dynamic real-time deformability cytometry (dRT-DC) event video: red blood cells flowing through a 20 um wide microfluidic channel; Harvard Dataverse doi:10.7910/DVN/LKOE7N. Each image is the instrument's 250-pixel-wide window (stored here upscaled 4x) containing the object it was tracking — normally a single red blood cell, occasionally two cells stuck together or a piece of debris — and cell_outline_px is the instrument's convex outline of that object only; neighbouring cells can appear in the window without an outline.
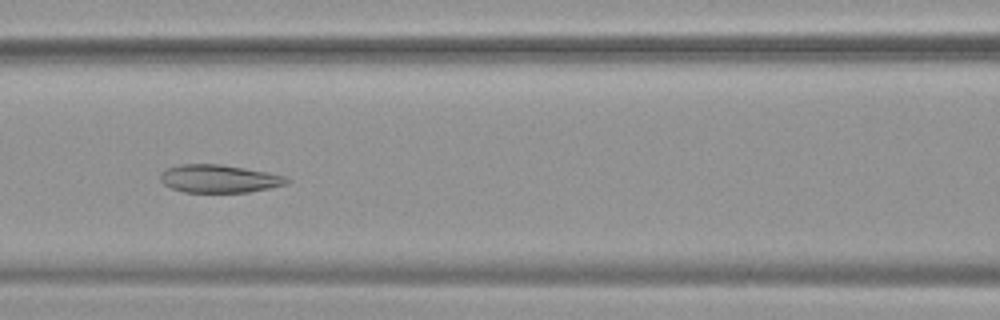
{"species": "common noctule bat (a hibernating species)", "species_latin": "Nyctalus noctula", "temperature_condition": "warm", "stored_images_in_passage": 39, "camera_frame_rate_fps": 3000, "um_per_image_px": 0.085, "animal": {"sex": "female", "body_mass_g": 19.9}, "frame": {"image": 1, "passage_image": 10, "time_ms": 3.0, "image_size_px": [1000, 320], "cell_outline_px": [[292, 180], [288, 184], [248, 192], [184, 192], [172, 188], [164, 184], [160, 180], [160, 172], [168, 168], [180, 164], [220, 164], [268, 172], [288, 176]], "centroid_in_image_um": [18.66, 15.18], "position_along_channel_um": 147.9, "area_um2": 20.69}}
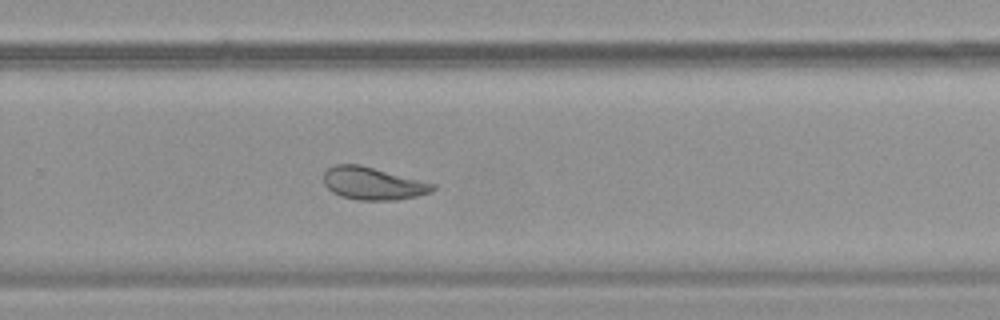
{"frame": {"image": 2, "passage_image": 22, "time_ms": 7.0, "image_size_px": [1000, 320], "cell_outline_px": [[436, 188], [432, 192], [416, 196], [396, 200], [356, 200], [340, 196], [332, 192], [324, 184], [324, 172], [328, 168], [336, 164], [360, 164], [436, 184]], "centroid_in_image_um": [31.69, 15.6], "position_along_channel_um": 298.1, "area_um2": 20.81}}
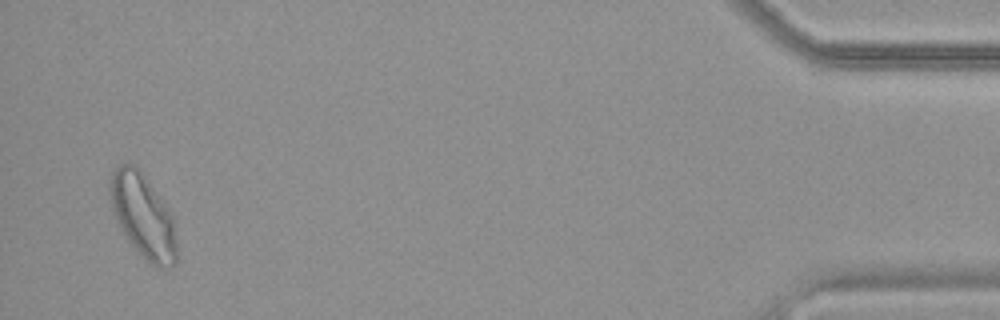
{"frame": {"image": 3, "passage_image": 38, "time_ms": 12.333, "image_size_px": [1000, 320], "cell_outline_px": [[176, 264], [164, 268], [160, 268], [152, 264], [136, 252], [124, 236], [112, 212], [108, 192], [108, 188], [112, 172], [124, 160], [136, 164], [140, 168], [172, 216], [176, 240]], "centroid_in_image_um": [12.1, 18.32], "position_along_channel_um": 423.1, "area_um2": 33.0}, "authors_computed_cell_mechanics": {"area_um2": 21.7906, "velocity_mm_per_s": 3.769, "shape_relaxation_time_tau1_ms": null, "shape_relaxation_time_tau2_ms": 1.5026, "deformation_change_tau1": null, "deformation_change_tau2": 0.0721}}